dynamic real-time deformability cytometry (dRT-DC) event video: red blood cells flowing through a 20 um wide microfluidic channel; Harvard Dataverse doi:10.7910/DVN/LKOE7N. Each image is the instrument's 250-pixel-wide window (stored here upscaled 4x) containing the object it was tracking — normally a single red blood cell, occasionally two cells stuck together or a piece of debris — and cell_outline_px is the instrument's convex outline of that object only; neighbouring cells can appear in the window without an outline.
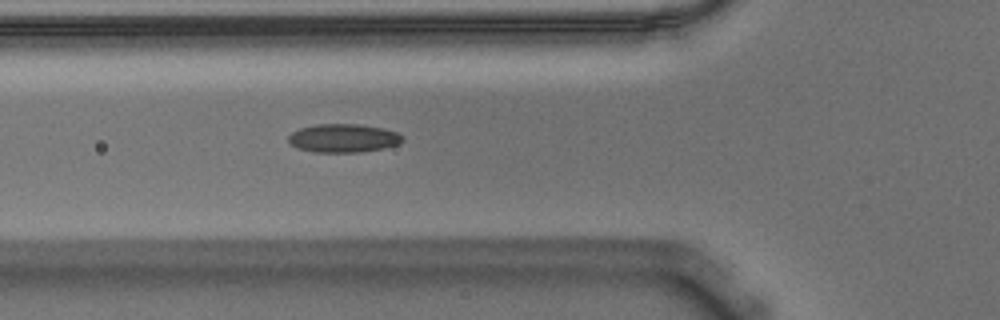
{"species": "Egyptian fruit bat (a non-hibernating species)", "species_latin": "Rousettus aegyptiacus", "temperature_condition": "warm", "stored_images_in_passage": 52, "camera_frame_rate_fps": 3000, "um_per_image_px": 0.085, "animal": {"sex": "male"}, "frame": {"image": 1, "passage_image": 19, "time_ms": 6.0, "image_size_px": [1000, 320], "cell_outline_px": [[404, 140], [396, 144], [384, 148], [360, 152], [316, 152], [296, 148], [288, 140], [288, 136], [292, 132], [300, 128], [316, 124], [360, 124], [384, 128], [396, 132], [404, 136]], "centroid_in_image_um": [29.19, 11.74], "position_along_channel_um": 96.6, "area_um2": 18.96}}
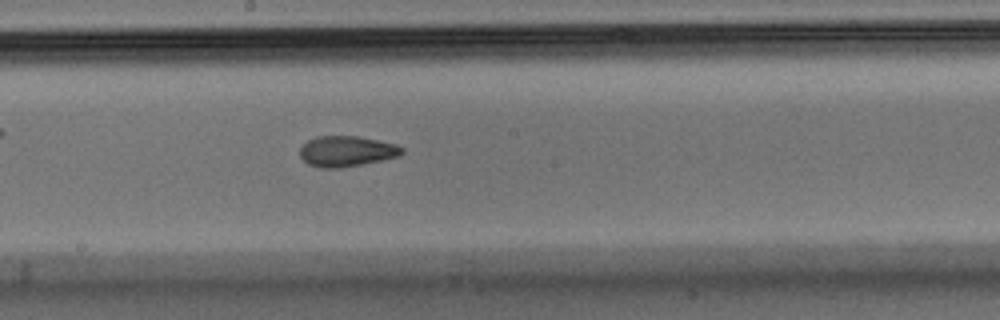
{"frame": {"image": 2, "passage_image": 29, "time_ms": 9.333, "image_size_px": [1000, 320], "cell_outline_px": [[404, 152], [396, 156], [380, 160], [360, 164], [336, 168], [320, 168], [308, 164], [300, 156], [300, 148], [308, 140], [316, 136], [356, 136], [396, 144], [404, 148]], "centroid_in_image_um": [29.42, 12.85], "position_along_channel_um": 218.8, "area_um2": 17.92}}
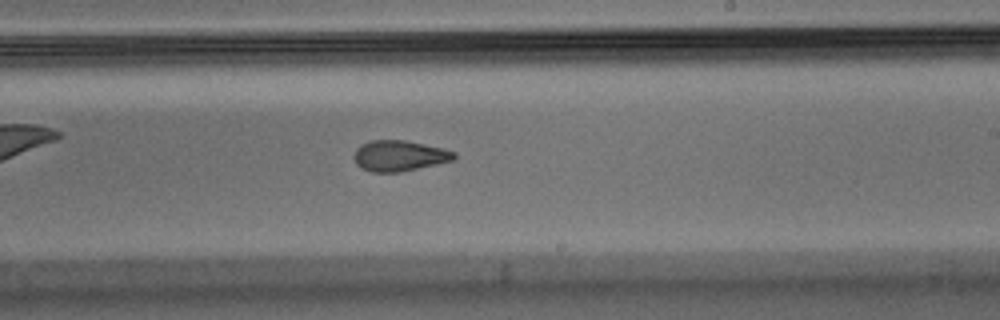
{"frame": {"image": 3, "passage_image": 32, "time_ms": 10.333, "image_size_px": [1000, 320], "cell_outline_px": [[456, 156], [452, 160], [436, 164], [400, 172], [372, 172], [356, 164], [352, 156], [356, 148], [360, 144], [372, 140], [404, 140], [444, 148], [456, 152]], "centroid_in_image_um": [33.92, 13.23], "position_along_channel_um": 255.1, "area_um2": 17.92}, "authors_computed_cell_mechanics": {"area_um2": 18.1492, "velocity_mm_per_s": 3.6387, "shape_relaxation_time_tau1_ms": 9.3644, "shape_relaxation_time_tau2_ms": 2.8501, "deformation_change_tau1": 0.2158, "deformation_change_tau2": 0.0994}}